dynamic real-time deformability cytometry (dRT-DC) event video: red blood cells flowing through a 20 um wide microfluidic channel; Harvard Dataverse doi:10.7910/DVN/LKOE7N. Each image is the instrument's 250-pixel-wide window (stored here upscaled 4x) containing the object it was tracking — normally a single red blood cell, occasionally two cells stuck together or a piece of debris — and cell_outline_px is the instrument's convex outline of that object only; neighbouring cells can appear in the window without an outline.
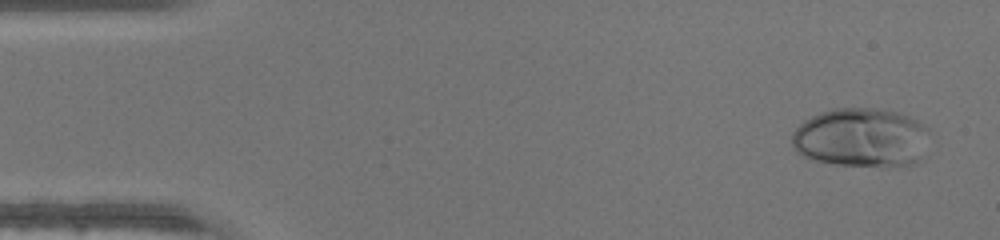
{"species": "human", "species_latin": "Homo sapiens", "temperature_condition": "warm", "stored_images_in_passage": 47, "camera_frame_rate_fps": 3000, "um_per_image_px": 0.085, "donor": {"sex": "male"}, "frame": {"image": 1, "passage_image": 3, "time_ms": 0.667, "image_size_px": [1000, 240], "cell_outline_px": [[928, 128], [920, 156], [916, 160], [908, 164], [836, 164], [812, 160], [796, 152], [792, 144], [792, 132], [804, 120], [820, 112], [832, 108], [872, 108], [896, 112], [908, 116], [916, 120]], "centroid_in_image_um": [73.1, 11.65], "position_along_channel_um": 11.9, "area_um2": 46.24}}
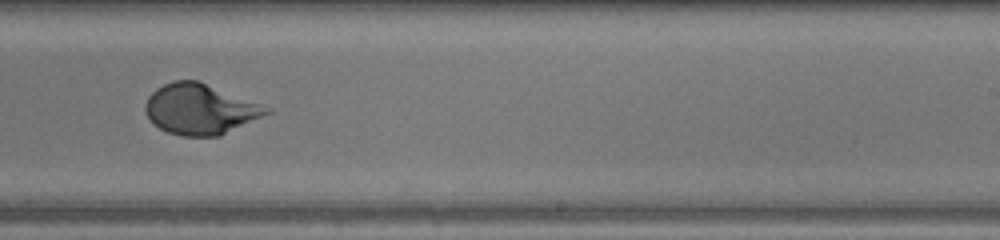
{"frame": {"image": 2, "passage_image": 29, "time_ms": 9.333, "image_size_px": [1000, 240], "cell_outline_px": [[272, 112], [220, 136], [184, 136], [168, 132], [160, 128], [144, 112], [144, 104], [148, 96], [156, 88], [172, 80], [200, 80], [272, 108]], "centroid_in_image_um": [17.03, 9.26], "position_along_channel_um": 272.0, "area_um2": 35.84}}
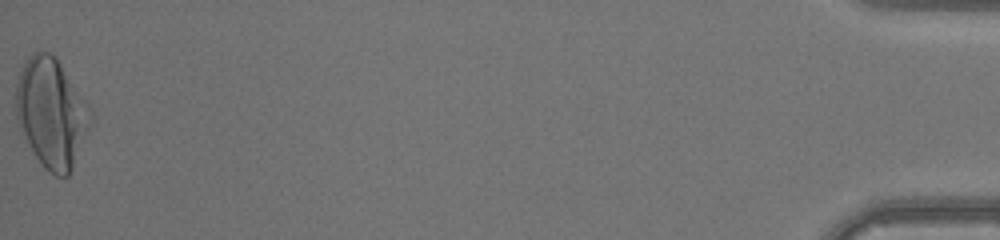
{"frame": {"image": 3, "passage_image": 47, "time_ms": 15.333, "image_size_px": [1000, 240], "cell_outline_px": [[92, 124], [72, 168], [68, 176], [56, 176], [48, 172], [44, 168], [20, 132], [16, 120], [16, 84], [20, 72], [28, 56], [36, 52], [48, 52], [60, 64], [92, 108]], "centroid_in_image_um": [4.38, 9.63], "position_along_channel_um": 430.8, "area_um2": 47.45}}